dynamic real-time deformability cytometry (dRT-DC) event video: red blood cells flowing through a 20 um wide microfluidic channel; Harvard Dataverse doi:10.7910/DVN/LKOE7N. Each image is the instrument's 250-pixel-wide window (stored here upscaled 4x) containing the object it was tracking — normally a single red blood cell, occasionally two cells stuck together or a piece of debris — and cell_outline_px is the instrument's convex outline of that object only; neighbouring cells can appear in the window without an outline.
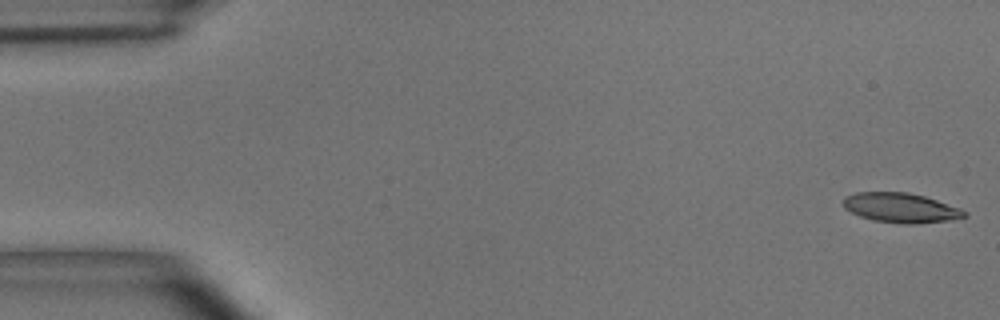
{"species": "common noctule bat (a hibernating species)", "species_latin": "Nyctalus noctula", "temperature_condition": "room temperature", "stored_images_in_passage": 5, "camera_frame_rate_fps": 3000, "um_per_image_px": 0.085, "animal": {"sex": "male", "body_mass_g": 15.6}, "frame": {"image": 1, "passage_image": 1, "time_ms": 0.0, "image_size_px": [1000, 320], "cell_outline_px": [[968, 216], [948, 220], [912, 224], [904, 224], [872, 220], [860, 216], [844, 208], [844, 196], [856, 192], [908, 192], [924, 196], [960, 208], [968, 212]], "centroid_in_image_um": [76.56, 17.66], "position_along_channel_um": 8.4, "area_um2": 20.87}}